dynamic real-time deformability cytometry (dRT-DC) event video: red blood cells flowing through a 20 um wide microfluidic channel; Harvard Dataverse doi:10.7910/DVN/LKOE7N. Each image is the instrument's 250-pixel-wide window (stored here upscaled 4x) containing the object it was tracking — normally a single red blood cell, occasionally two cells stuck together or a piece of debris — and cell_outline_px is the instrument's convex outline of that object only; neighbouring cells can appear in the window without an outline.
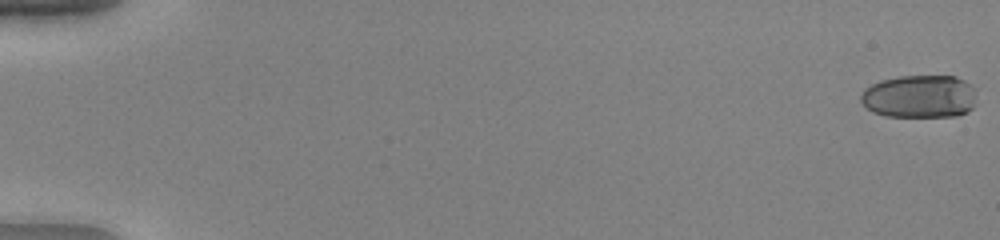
{"species": "human", "species_latin": "Homo sapiens", "temperature_condition": "warm", "stored_images_in_passage": 19, "camera_frame_rate_fps": 3000, "um_per_image_px": 0.085, "donor": {"sex": "female"}, "frame": {"image": 1, "passage_image": 1, "time_ms": 0.0, "image_size_px": [1000, 240], "cell_outline_px": [[976, 104], [968, 112], [956, 116], [884, 116], [872, 112], [860, 100], [860, 96], [864, 88], [880, 80], [900, 76], [956, 76], [972, 84], [976, 88]], "centroid_in_image_um": [78.2, 8.19], "position_along_channel_um": 6.8, "area_um2": 29.42}}
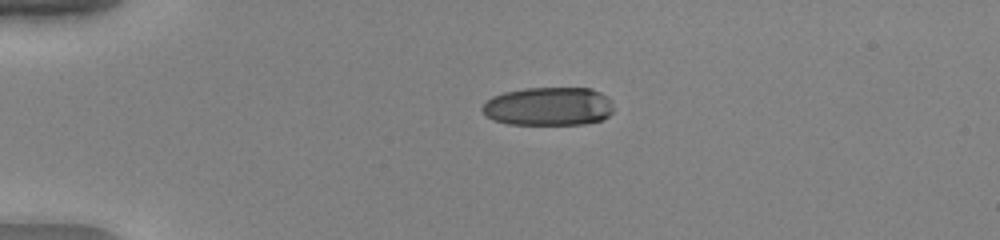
{"frame": {"image": 2, "passage_image": 14, "time_ms": 4.333, "image_size_px": [1000, 240], "cell_outline_px": [[612, 112], [604, 120], [584, 124], [508, 124], [492, 120], [480, 108], [492, 96], [504, 92], [524, 88], [592, 88], [608, 96], [612, 100]], "centroid_in_image_um": [46.65, 9.04], "position_along_channel_um": 38.3, "area_um2": 29.71}}